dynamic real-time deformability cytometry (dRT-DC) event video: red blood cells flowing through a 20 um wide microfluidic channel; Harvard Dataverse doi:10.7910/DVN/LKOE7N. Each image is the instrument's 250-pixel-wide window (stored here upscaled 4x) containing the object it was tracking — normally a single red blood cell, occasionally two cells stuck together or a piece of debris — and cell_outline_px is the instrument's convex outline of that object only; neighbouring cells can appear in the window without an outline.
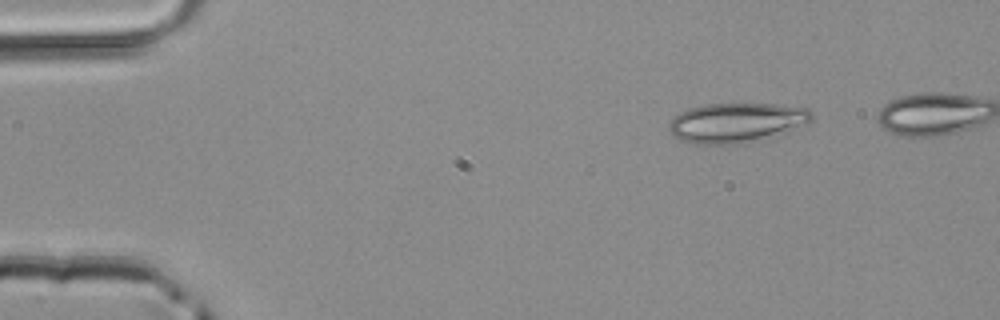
{"species": "common noctule bat (a hibernating species)", "species_latin": "Nyctalus noctula", "temperature_condition": "room temperature", "stored_images_in_passage": 39, "camera_frame_rate_fps": 3000, "um_per_image_px": 0.085, "animal": {"sex": "male", "body_mass_g": 20.4}, "frame": {"image": 1, "passage_image": 2, "time_ms": 0.333, "image_size_px": [1000, 320], "cell_outline_px": [[812, 120], [808, 124], [736, 144], [696, 144], [680, 140], [672, 136], [668, 128], [668, 124], [680, 112], [688, 108], [704, 104], [776, 104], [808, 108], [812, 112]], "centroid_in_image_um": [62.53, 10.4], "position_along_channel_um": 22.5, "area_um2": 32.43}}
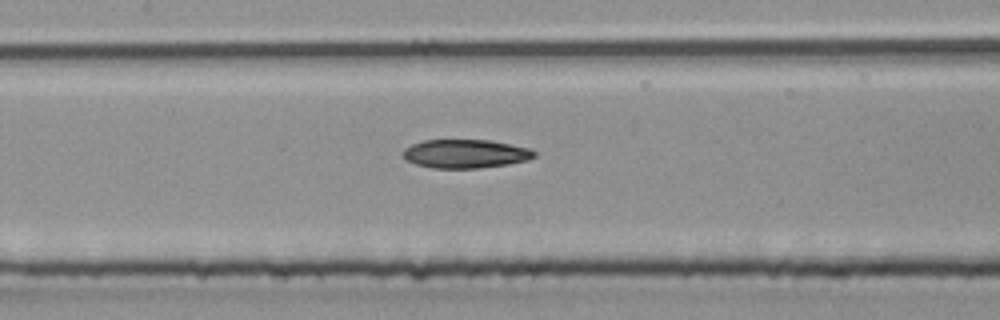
{"frame": {"image": 2, "passage_image": 18, "time_ms": 5.667, "image_size_px": [1000, 320], "cell_outline_px": [[536, 156], [528, 160], [508, 164], [480, 168], [432, 168], [416, 164], [408, 160], [404, 156], [404, 148], [412, 144], [424, 140], [488, 140], [528, 148], [536, 152]], "centroid_in_image_um": [39.57, 13.07], "position_along_channel_um": 167.8, "area_um2": 21.73}}
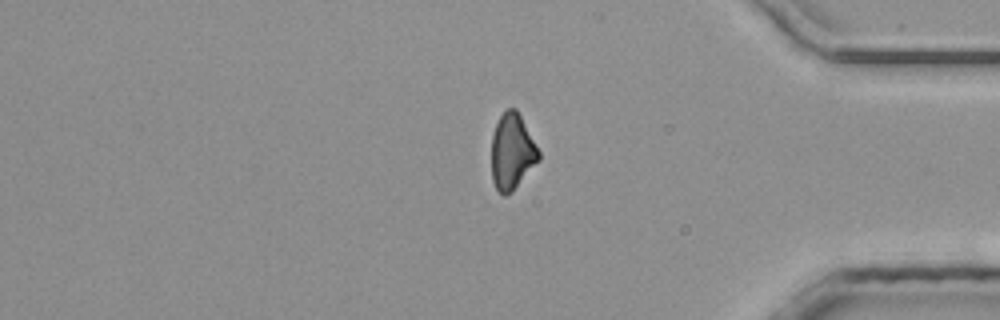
{"frame": {"image": 3, "passage_image": 35, "time_ms": 11.333, "image_size_px": [1000, 320], "cell_outline_px": [[540, 160], [512, 192], [504, 196], [496, 188], [492, 180], [492, 132], [500, 116], [508, 108], [516, 108], [540, 152]], "centroid_in_image_um": [43.53, 12.91], "position_along_channel_um": 391.7, "area_um2": 20.81}}